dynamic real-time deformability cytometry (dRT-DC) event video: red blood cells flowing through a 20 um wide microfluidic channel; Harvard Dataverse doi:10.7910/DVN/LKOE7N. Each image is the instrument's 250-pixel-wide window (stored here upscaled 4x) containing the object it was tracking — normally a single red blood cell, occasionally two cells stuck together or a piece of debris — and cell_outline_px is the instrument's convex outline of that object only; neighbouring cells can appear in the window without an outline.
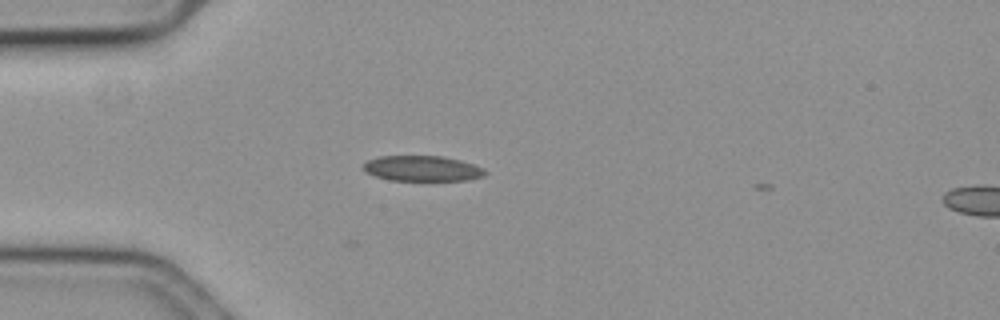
{"species": "common noctule bat (a hibernating species)", "species_latin": "Nyctalus noctula", "temperature_condition": "cold", "stored_images_in_passage": 34, "camera_frame_rate_fps": 3000, "um_per_image_px": 0.085, "animal": {"sex": "female", "body_mass_g": 19.3, "forearm_length_mm": 54.1}, "frame": {"image": 1, "passage_image": 1, "time_ms": 0.0, "image_size_px": [1000, 320], "cell_outline_px": [[488, 172], [484, 176], [468, 180], [388, 180], [364, 172], [360, 168], [368, 160], [380, 156], [440, 156], [460, 160], [484, 168]], "centroid_in_image_um": [35.87, 14.32], "position_along_channel_um": 49.1, "area_um2": 18.09}}
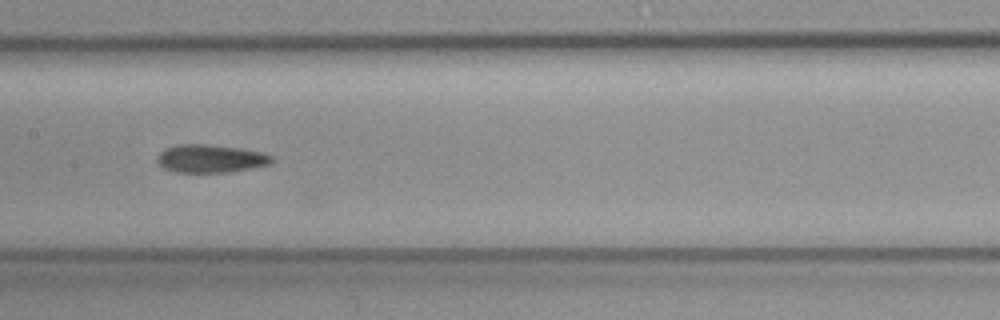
{"frame": {"image": 2, "passage_image": 14, "time_ms": 4.333, "image_size_px": [1000, 320], "cell_outline_px": [[272, 160], [268, 164], [228, 172], [176, 172], [164, 168], [156, 160], [160, 152], [164, 148], [176, 144], [204, 144], [240, 148], [260, 152], [272, 156]], "centroid_in_image_um": [17.83, 13.47], "position_along_channel_um": 189.6, "area_um2": 18.44}}
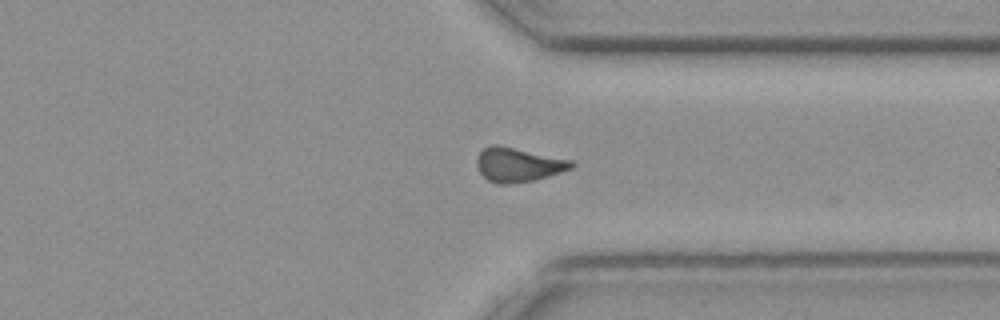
{"frame": {"image": 3, "passage_image": 29, "time_ms": 9.333, "image_size_px": [1000, 320], "cell_outline_px": [[576, 164], [572, 168], [548, 176], [532, 180], [508, 184], [496, 184], [488, 180], [480, 172], [476, 164], [476, 160], [480, 152], [484, 148], [492, 144], [496, 144], [572, 160]], "centroid_in_image_um": [44.03, 14.0], "position_along_channel_um": 367.4, "area_um2": 18.67}, "authors_computed_cell_mechanics": {"area_um2": 18.3804, "velocity_mm_per_s": 3.5706, "shape_relaxation_time_tau1_ms": 4.8607, "shape_relaxation_time_tau2_ms": 4.1761, "deformation_change_tau1": 0.117, "deformation_change_tau2": 0.1106}}